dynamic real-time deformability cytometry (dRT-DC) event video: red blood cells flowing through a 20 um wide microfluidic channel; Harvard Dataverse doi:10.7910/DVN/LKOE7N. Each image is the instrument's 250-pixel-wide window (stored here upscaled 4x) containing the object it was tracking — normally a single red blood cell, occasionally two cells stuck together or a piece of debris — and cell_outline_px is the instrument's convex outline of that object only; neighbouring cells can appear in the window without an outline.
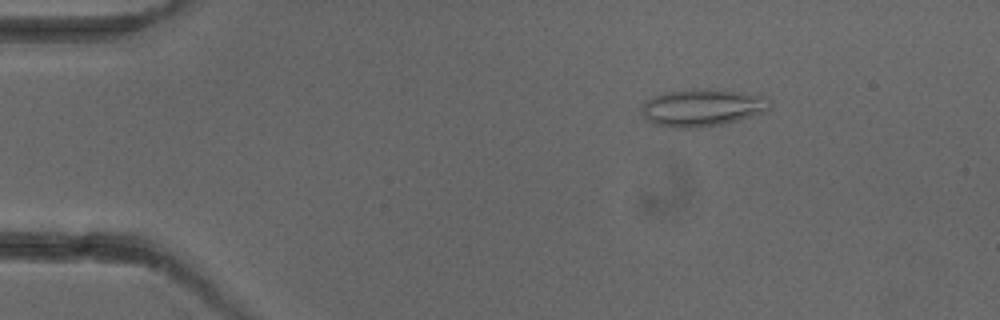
{"species": "common noctule bat (a hibernating species)", "species_latin": "Nyctalus noctula", "temperature_condition": "cold", "stored_images_in_passage": 6, "camera_frame_rate_fps": 3000, "um_per_image_px": 0.085, "animal": {"sex": "female"}, "frame": {"image": 1, "passage_image": 3, "time_ms": 2.333, "image_size_px": [1000, 320], "cell_outline_px": [[772, 100], [768, 108], [764, 112], [736, 120], [720, 124], [692, 128], [672, 128], [656, 124], [644, 120], [640, 112], [640, 108], [644, 100], [664, 92], [692, 88], [704, 88], [736, 92], [764, 96]], "centroid_in_image_um": [59.59, 9.14], "position_along_channel_um": 25.4, "area_um2": 28.03}}